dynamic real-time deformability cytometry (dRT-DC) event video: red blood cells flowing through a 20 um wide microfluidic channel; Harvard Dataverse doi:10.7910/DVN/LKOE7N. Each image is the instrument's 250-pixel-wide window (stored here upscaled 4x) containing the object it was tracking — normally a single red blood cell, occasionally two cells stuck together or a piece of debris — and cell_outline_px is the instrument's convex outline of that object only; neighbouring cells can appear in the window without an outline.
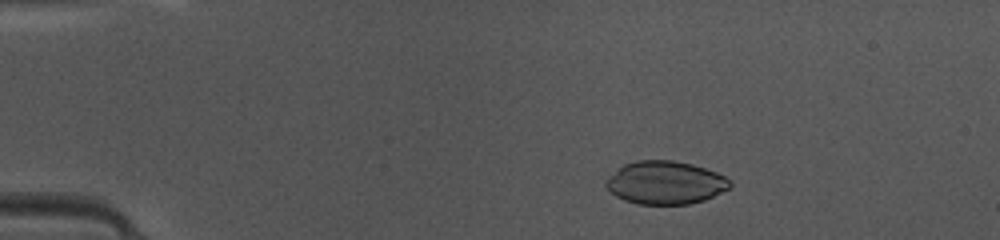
{"species": "common noctule bat (a hibernating species)", "species_latin": "Nyctalus noctula", "temperature_condition": "warm", "stored_images_in_passage": 44, "camera_frame_rate_fps": 3000, "um_per_image_px": 0.085, "animal": {"sex": "female", "body_mass_g": 10.0, "forearm_length_mm": 53.1}, "frame": {"image": 1, "passage_image": 5, "time_ms": 1.333, "image_size_px": [1000, 240], "cell_outline_px": [[732, 184], [728, 188], [704, 200], [688, 204], [636, 204], [624, 200], [616, 196], [604, 184], [604, 180], [608, 176], [624, 164], [636, 160], [672, 160], [692, 164], [716, 172], [724, 176]], "centroid_in_image_um": [56.51, 15.52], "position_along_channel_um": 28.5, "area_um2": 30.98}}
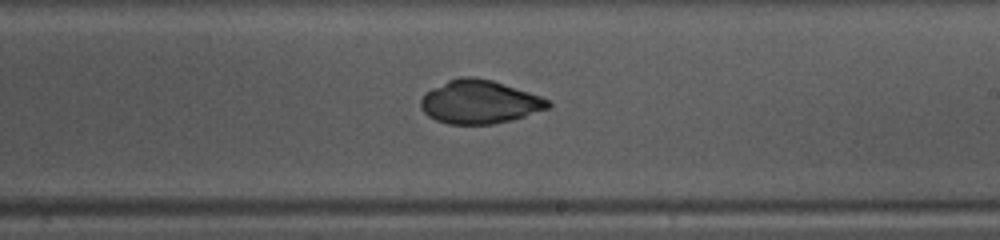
{"frame": {"image": 2, "passage_image": 25, "time_ms": 8.0, "image_size_px": [1000, 240], "cell_outline_px": [[552, 104], [548, 108], [512, 120], [492, 124], [448, 124], [436, 120], [428, 116], [420, 108], [420, 100], [424, 92], [448, 80], [460, 76], [476, 76], [492, 80], [540, 96], [548, 100]], "centroid_in_image_um": [40.71, 8.66], "position_along_channel_um": 248.3, "area_um2": 32.25}}
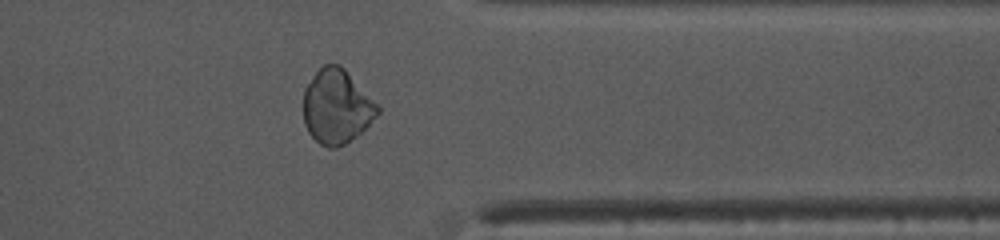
{"frame": {"image": 3, "passage_image": 35, "time_ms": 11.333, "image_size_px": [1000, 240], "cell_outline_px": [[380, 112], [356, 136], [344, 144], [336, 148], [328, 148], [320, 144], [308, 132], [304, 124], [304, 88], [316, 72], [324, 64], [340, 64], [344, 68], [380, 108]], "centroid_in_image_um": [28.59, 9.07], "position_along_channel_um": 382.8, "area_um2": 31.67}}